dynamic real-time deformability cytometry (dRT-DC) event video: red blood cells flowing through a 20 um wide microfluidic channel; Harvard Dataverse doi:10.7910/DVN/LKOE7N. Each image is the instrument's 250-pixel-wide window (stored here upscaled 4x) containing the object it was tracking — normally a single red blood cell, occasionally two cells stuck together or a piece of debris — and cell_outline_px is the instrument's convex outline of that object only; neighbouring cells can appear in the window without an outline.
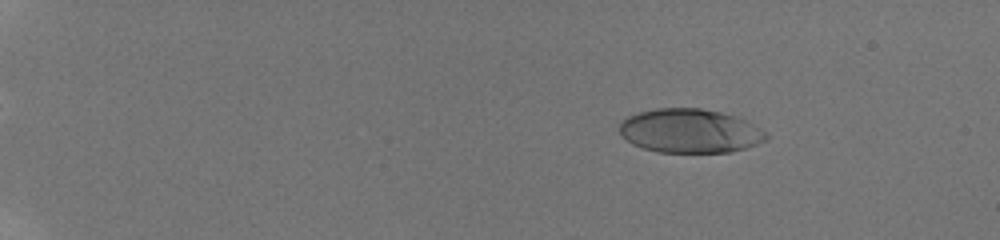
{"species": "human", "species_latin": "Homo sapiens", "temperature_condition": "room temperature", "stored_images_in_passage": 7, "camera_frame_rate_fps": 3000, "um_per_image_px": 0.085, "donor": {"sex": "male"}, "frame": {"image": 1, "passage_image": 3, "time_ms": 2.333, "image_size_px": [1000, 240], "cell_outline_px": [[768, 140], [732, 152], [660, 152], [644, 148], [632, 144], [620, 136], [620, 120], [636, 112], [656, 108], [700, 108], [720, 112], [736, 116], [768, 132]], "centroid_in_image_um": [58.62, 11.12], "position_along_channel_um": 26.4, "area_um2": 37.8}}
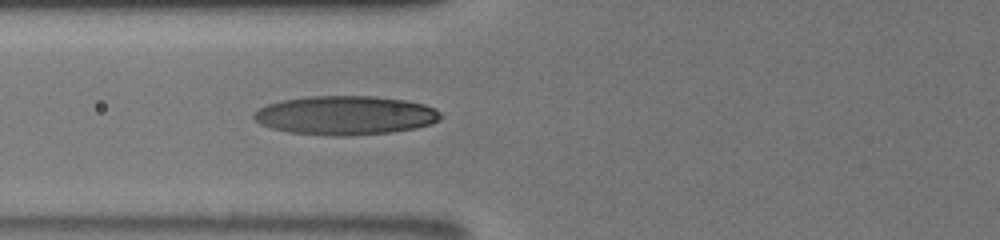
{"frame": {"image": 2, "passage_image": 7, "time_ms": 7.667, "image_size_px": [1000, 240], "cell_outline_px": [[444, 116], [440, 120], [432, 124], [416, 128], [388, 132], [348, 136], [336, 136], [288, 132], [272, 128], [260, 124], [252, 116], [252, 112], [268, 104], [284, 100], [308, 96], [372, 96], [404, 100], [424, 104], [436, 108]], "centroid_in_image_um": [29.38, 9.8], "position_along_channel_um": 96.4, "area_um2": 42.48}}